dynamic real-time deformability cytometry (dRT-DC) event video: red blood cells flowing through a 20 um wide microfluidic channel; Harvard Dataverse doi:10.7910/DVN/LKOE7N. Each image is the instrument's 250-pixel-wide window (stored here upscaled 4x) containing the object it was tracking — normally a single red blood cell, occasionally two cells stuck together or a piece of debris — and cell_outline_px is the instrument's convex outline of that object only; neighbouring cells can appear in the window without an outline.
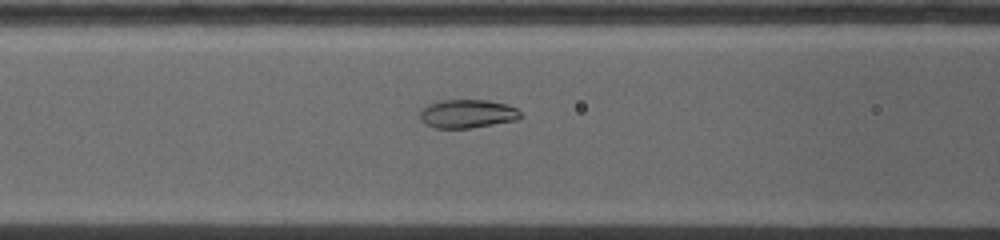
{"species": "common noctule bat (a hibernating species)", "species_latin": "Nyctalus noctula", "temperature_condition": "warm", "stored_images_in_passage": 27, "camera_frame_rate_fps": 5000, "um_per_image_px": 0.085, "animal": {"sex": "female", "body_mass_g": 19.0, "forearm_length_mm": 53.3}, "frame": {"image": 1, "passage_image": 4, "time_ms": 1.4, "image_size_px": [1000, 240], "cell_outline_px": [[524, 116], [516, 120], [468, 128], [436, 128], [424, 124], [420, 120], [420, 112], [428, 104], [440, 100], [488, 100], [508, 104], [516, 108]], "centroid_in_image_um": [39.73, 9.66], "position_along_channel_um": 126.9, "area_um2": 16.76}}
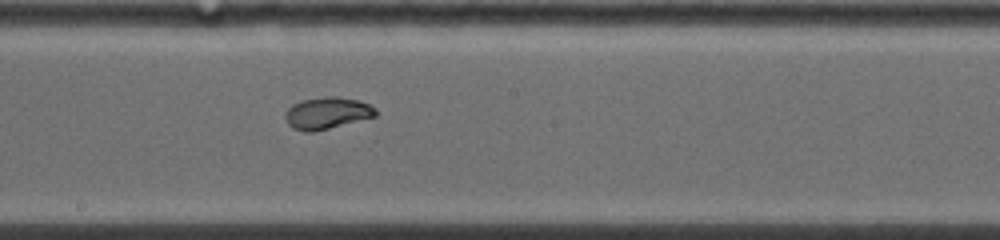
{"frame": {"image": 2, "passage_image": 9, "time_ms": 3.8, "image_size_px": [1000, 240], "cell_outline_px": [[376, 116], [312, 132], [308, 132], [292, 128], [288, 124], [284, 116], [288, 108], [292, 104], [304, 100], [328, 96], [336, 96], [356, 100], [368, 104], [376, 108]], "centroid_in_image_um": [27.78, 9.61], "position_along_channel_um": 220.4, "area_um2": 16.47}}
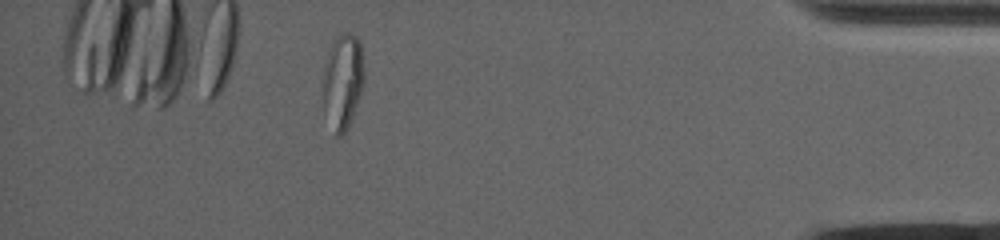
{"frame": {"image": 3, "passage_image": 23, "time_ms": 10.0, "image_size_px": [1000, 240], "cell_outline_px": [[364, 84], [352, 116], [344, 132], [340, 136], [336, 136], [324, 108], [320, 80], [324, 64], [328, 52], [336, 36], [340, 32], [352, 32], [356, 36], [360, 44], [364, 68]], "centroid_in_image_um": [29.1, 6.83], "position_along_channel_um": 406.1, "area_um2": 23.12}}